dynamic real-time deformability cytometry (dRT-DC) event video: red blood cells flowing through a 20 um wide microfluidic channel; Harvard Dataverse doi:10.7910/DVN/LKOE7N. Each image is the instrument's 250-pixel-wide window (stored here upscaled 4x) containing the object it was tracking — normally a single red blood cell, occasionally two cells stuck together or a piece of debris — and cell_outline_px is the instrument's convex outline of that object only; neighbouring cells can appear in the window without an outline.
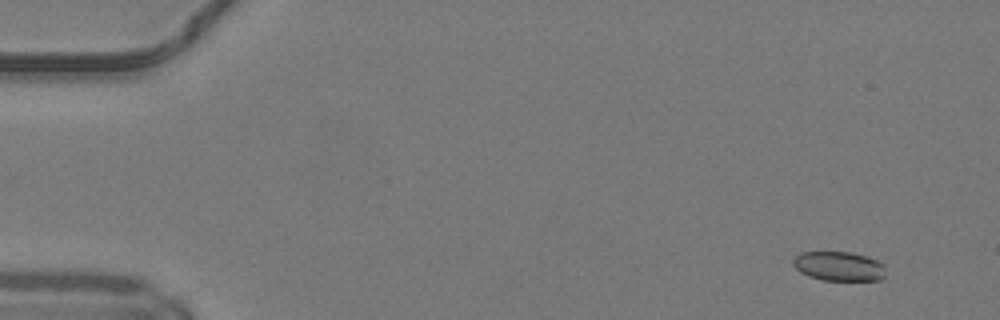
{"species": "common noctule bat (a hibernating species)", "species_latin": "Nyctalus noctula", "temperature_condition": "warm", "stored_images_in_passage": 33, "camera_frame_rate_fps": 3000, "um_per_image_px": 0.085, "animal": {"sex": "male", "body_mass_g": 19.2, "forearm_length_mm": 51.8}, "frame": {"image": 1, "passage_image": 1, "time_ms": 0.0, "image_size_px": [1000, 320], "cell_outline_px": [[884, 276], [880, 280], [820, 280], [808, 276], [800, 272], [792, 264], [792, 260], [800, 252], [852, 252], [876, 260], [884, 264]], "centroid_in_image_um": [71.27, 22.63], "position_along_channel_um": 13.7, "area_um2": 15.84}}
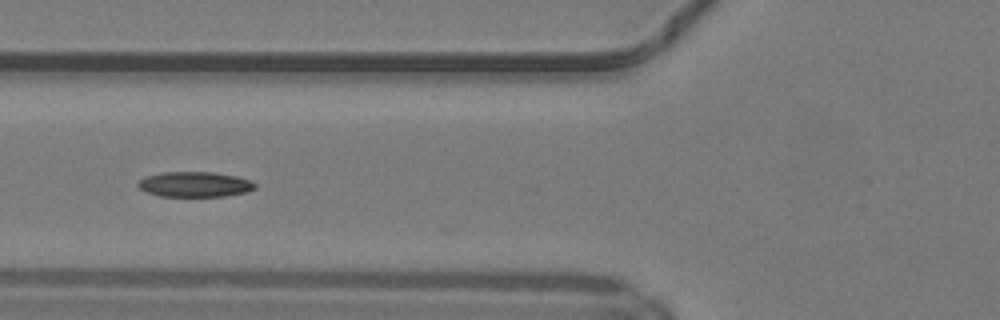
{"frame": {"image": 2, "passage_image": 17, "time_ms": 5.333, "image_size_px": [1000, 320], "cell_outline_px": [[256, 188], [248, 192], [224, 196], [160, 196], [144, 192], [136, 184], [144, 176], [164, 172], [212, 172], [236, 176], [252, 180], [256, 184]], "centroid_in_image_um": [16.56, 15.67], "position_along_channel_um": 109.2, "area_um2": 17.34}}
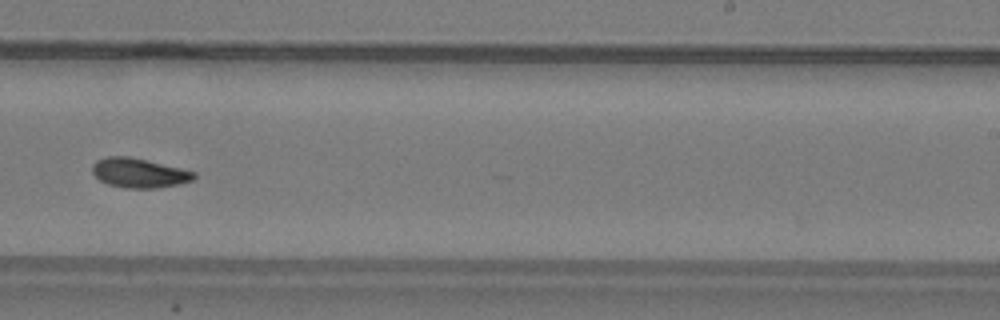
{"frame": {"image": 3, "passage_image": 29, "time_ms": 9.333, "image_size_px": [1000, 320], "cell_outline_px": [[196, 176], [192, 180], [180, 184], [156, 188], [124, 188], [108, 184], [100, 180], [92, 172], [92, 164], [96, 160], [108, 156], [128, 156], [180, 168], [196, 172]], "centroid_in_image_um": [11.8, 14.7], "position_along_channel_um": 277.2, "area_um2": 17.4}}